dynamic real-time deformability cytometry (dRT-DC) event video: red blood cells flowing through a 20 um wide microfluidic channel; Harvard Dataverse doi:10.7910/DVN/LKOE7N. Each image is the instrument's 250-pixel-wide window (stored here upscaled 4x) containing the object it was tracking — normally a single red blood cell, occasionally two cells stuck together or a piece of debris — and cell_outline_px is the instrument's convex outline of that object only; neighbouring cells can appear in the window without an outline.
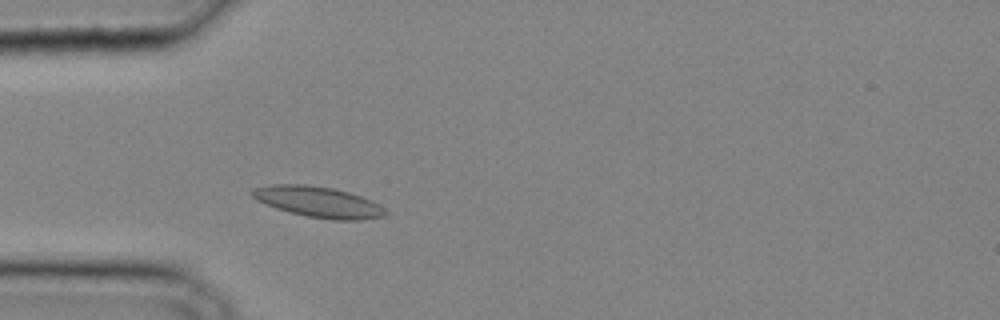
{"species": "common noctule bat (a hibernating species)", "species_latin": "Nyctalus noctula", "temperature_condition": "cold", "stored_images_in_passage": 12, "camera_frame_rate_fps": 3000, "um_per_image_px": 0.085, "animal": {"sex": "male", "body_mass_g": 20.4}, "frame": {"image": 1, "passage_image": 7, "time_ms": 2.0, "image_size_px": [1000, 320], "cell_outline_px": [[388, 212], [384, 216], [360, 220], [332, 220], [308, 216], [288, 212], [276, 208], [256, 200], [248, 192], [252, 188], [272, 184], [308, 184], [332, 188], [348, 192], [360, 196], [384, 208]], "centroid_in_image_um": [26.99, 17.16], "position_along_channel_um": 58.0, "area_um2": 23.87}}
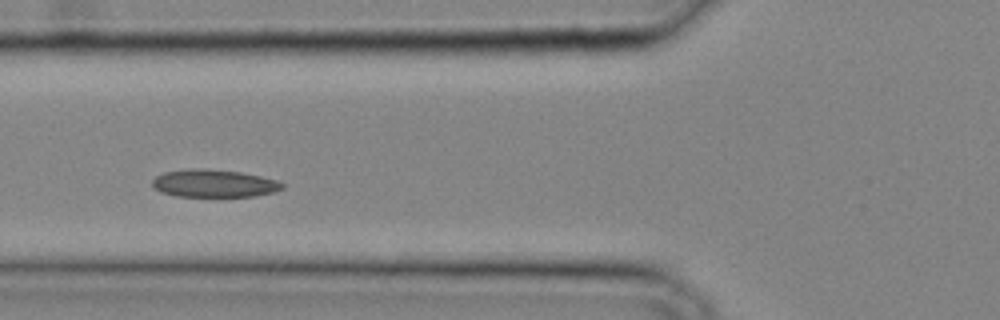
{"frame": {"image": 2, "passage_image": 10, "time_ms": 3.0, "image_size_px": [1000, 320], "cell_outline_px": [[284, 188], [272, 192], [256, 196], [176, 196], [160, 192], [152, 184], [152, 180], [156, 176], [164, 172], [188, 168], [204, 168], [240, 172], [260, 176], [276, 180], [284, 184]], "centroid_in_image_um": [18.17, 15.58], "position_along_channel_um": 107.6, "area_um2": 20.92}}